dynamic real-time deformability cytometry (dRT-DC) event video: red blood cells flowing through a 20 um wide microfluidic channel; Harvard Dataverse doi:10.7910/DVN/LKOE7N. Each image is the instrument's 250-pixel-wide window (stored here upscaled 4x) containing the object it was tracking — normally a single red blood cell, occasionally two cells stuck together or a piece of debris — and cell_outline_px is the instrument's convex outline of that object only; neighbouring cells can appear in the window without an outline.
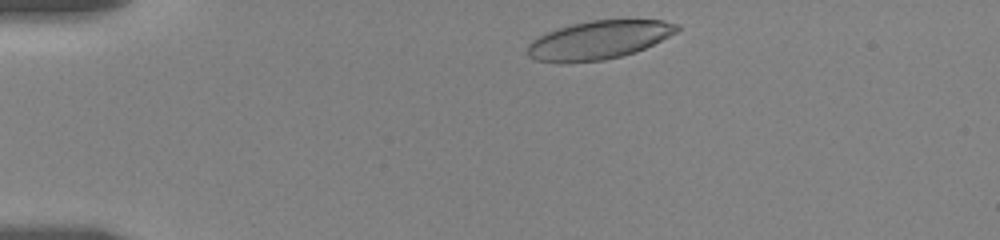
{"species": "human", "species_latin": "Homo sapiens", "temperature_condition": "room temperature", "stored_images_in_passage": 51, "camera_frame_rate_fps": 3000, "um_per_image_px": 0.085, "donor": {"sex": "female"}, "frame": {"image": 1, "passage_image": 3, "time_ms": 0.333, "image_size_px": [1000, 240], "cell_outline_px": [[680, 28], [676, 32], [636, 52], [604, 60], [560, 64], [536, 60], [528, 56], [528, 44], [532, 40], [556, 28], [588, 20], [664, 20], [680, 24]], "centroid_in_image_um": [50.87, 3.41], "position_along_channel_um": 34.1, "area_um2": 33.58}}
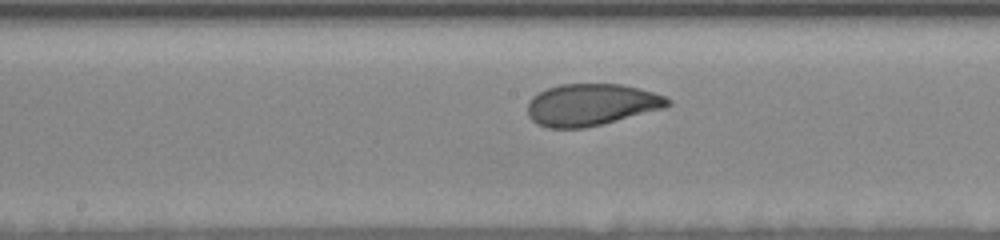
{"frame": {"image": 2, "passage_image": 30, "time_ms": 6.667, "image_size_px": [1000, 240], "cell_outline_px": [[672, 104], [664, 108], [584, 128], [548, 128], [536, 124], [528, 116], [528, 100], [532, 96], [548, 88], [560, 84], [624, 84], [652, 92], [664, 96], [672, 100]], "centroid_in_image_um": [50.23, 8.9], "position_along_channel_um": 198.0, "area_um2": 34.1}}
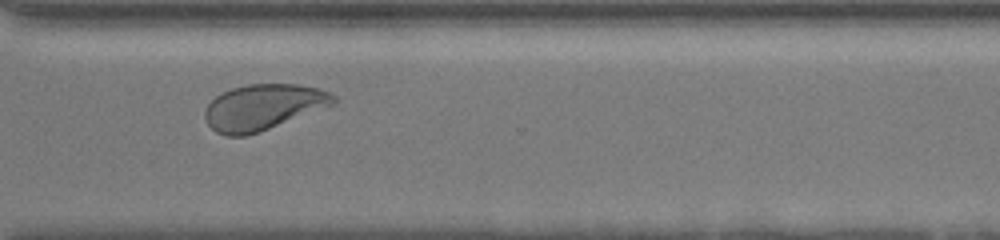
{"frame": {"image": 3, "passage_image": 50, "time_ms": 11.0, "image_size_px": [1000, 240], "cell_outline_px": [[336, 100], [332, 104], [268, 128], [244, 136], [224, 136], [216, 132], [208, 124], [204, 116], [204, 112], [208, 104], [216, 96], [232, 88], [248, 84], [300, 84], [320, 88], [336, 96]], "centroid_in_image_um": [22.32, 9.09], "position_along_channel_um": 348.3, "area_um2": 33.64}}